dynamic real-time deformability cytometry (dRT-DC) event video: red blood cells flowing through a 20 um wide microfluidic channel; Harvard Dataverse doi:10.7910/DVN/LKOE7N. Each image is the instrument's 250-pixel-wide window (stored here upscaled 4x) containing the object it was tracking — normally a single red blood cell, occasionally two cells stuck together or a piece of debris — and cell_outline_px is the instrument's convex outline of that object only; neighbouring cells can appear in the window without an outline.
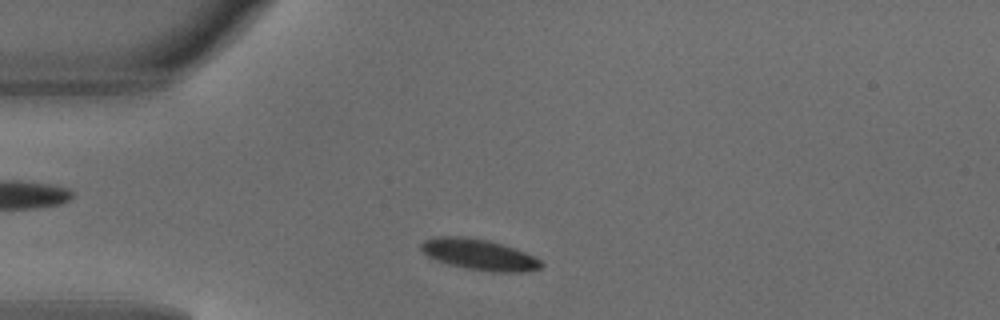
{"species": "common noctule bat (a hibernating species)", "species_latin": "Nyctalus noctula", "temperature_condition": "warm", "stored_images_in_passage": 2, "camera_frame_rate_fps": 3000, "um_per_image_px": 0.085, "animal": {"sex": "male", "body_mass_g": 18.8}, "frame": {"image": 1, "passage_image": 1, "time_ms": 0.0, "image_size_px": [1000, 320], "cell_outline_px": [[544, 264], [540, 268], [520, 272], [492, 272], [468, 268], [448, 264], [436, 260], [428, 256], [420, 248], [420, 244], [424, 240], [440, 236], [460, 236], [488, 240], [516, 248], [540, 260]], "centroid_in_image_um": [40.72, 21.63], "position_along_channel_um": 44.3, "area_um2": 21.44}}